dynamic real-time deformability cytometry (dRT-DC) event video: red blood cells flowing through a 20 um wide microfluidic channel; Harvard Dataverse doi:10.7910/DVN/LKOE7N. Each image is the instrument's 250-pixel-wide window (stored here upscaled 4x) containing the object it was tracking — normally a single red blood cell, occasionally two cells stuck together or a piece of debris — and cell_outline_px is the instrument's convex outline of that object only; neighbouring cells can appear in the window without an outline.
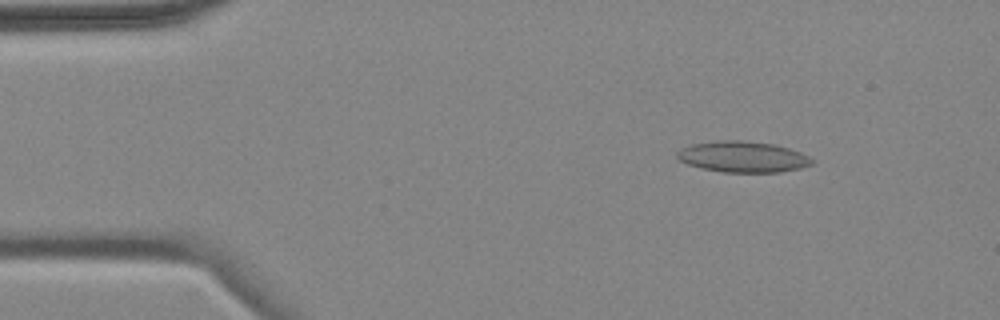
{"species": "common noctule bat (a hibernating species)", "species_latin": "Nyctalus noctula", "temperature_condition": "cold", "stored_images_in_passage": 4, "camera_frame_rate_fps": 3000, "um_per_image_px": 0.085, "animal": {"sex": "female", "body_mass_g": 18.4}, "frame": {"image": 1, "passage_image": 2, "time_ms": 1.333, "image_size_px": [1000, 320], "cell_outline_px": [[812, 164], [800, 168], [780, 172], [724, 172], [704, 168], [688, 164], [680, 160], [676, 156], [676, 152], [680, 148], [692, 144], [716, 140], [744, 140], [772, 144], [788, 148], [800, 152], [808, 156], [812, 160]], "centroid_in_image_um": [63.11, 13.32], "position_along_channel_um": 21.9, "area_um2": 24.22}}